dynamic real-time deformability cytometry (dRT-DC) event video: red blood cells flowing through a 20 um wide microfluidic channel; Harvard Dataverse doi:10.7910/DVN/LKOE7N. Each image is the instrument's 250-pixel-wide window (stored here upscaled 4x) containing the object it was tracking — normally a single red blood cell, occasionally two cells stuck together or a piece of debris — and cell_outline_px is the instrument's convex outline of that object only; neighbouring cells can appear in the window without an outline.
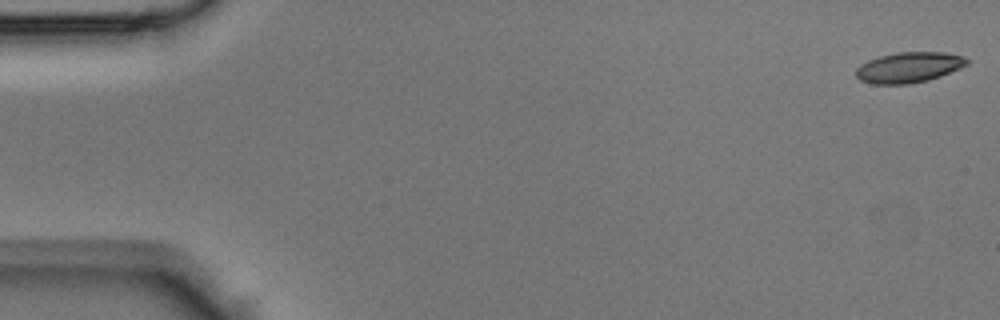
{"species": "Egyptian fruit bat (a non-hibernating species)", "species_latin": "Rousettus aegyptiacus", "temperature_condition": "room temperature", "stored_images_in_passage": 44, "camera_frame_rate_fps": 3000, "um_per_image_px": 0.085, "animal": {"sex": "male"}, "frame": {"image": 1, "passage_image": 1, "time_ms": 0.0, "image_size_px": [1000, 320], "cell_outline_px": [[968, 64], [960, 68], [940, 76], [928, 80], [908, 84], [872, 84], [860, 80], [856, 76], [856, 68], [860, 64], [868, 60], [880, 56], [896, 52], [944, 52], [964, 56], [968, 60]], "centroid_in_image_um": [77.24, 5.72], "position_along_channel_um": 7.8, "area_um2": 19.77}}
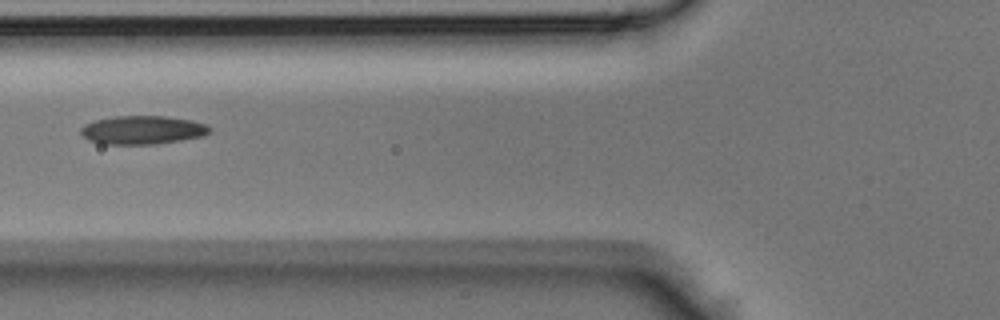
{"frame": {"image": 2, "passage_image": 17, "time_ms": 5.333, "image_size_px": [1000, 320], "cell_outline_px": [[212, 132], [204, 136], [156, 144], [100, 144], [88, 140], [80, 132], [80, 128], [84, 124], [96, 120], [116, 116], [164, 116], [192, 120], [204, 124], [212, 128]], "centroid_in_image_um": [12.12, 11.05], "position_along_channel_um": 113.7, "area_um2": 21.5}}
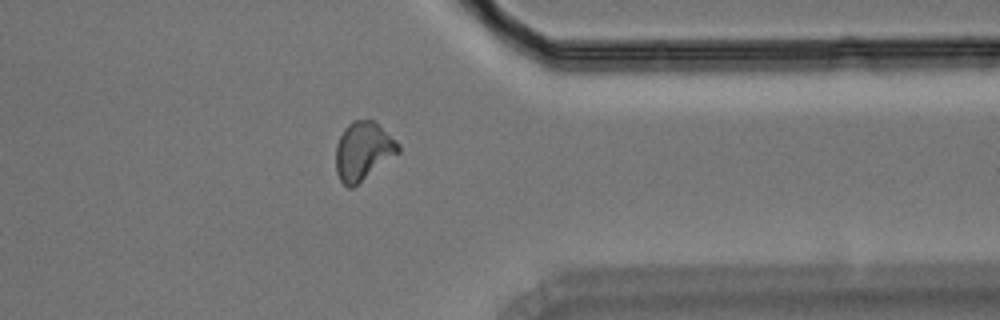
{"frame": {"image": 3, "passage_image": 35, "time_ms": 11.333, "image_size_px": [1000, 320], "cell_outline_px": [[400, 152], [352, 188], [348, 188], [340, 180], [336, 172], [336, 144], [344, 128], [352, 120], [372, 120], [400, 144]], "centroid_in_image_um": [30.85, 12.85], "position_along_channel_um": 380.6, "area_um2": 21.04}}